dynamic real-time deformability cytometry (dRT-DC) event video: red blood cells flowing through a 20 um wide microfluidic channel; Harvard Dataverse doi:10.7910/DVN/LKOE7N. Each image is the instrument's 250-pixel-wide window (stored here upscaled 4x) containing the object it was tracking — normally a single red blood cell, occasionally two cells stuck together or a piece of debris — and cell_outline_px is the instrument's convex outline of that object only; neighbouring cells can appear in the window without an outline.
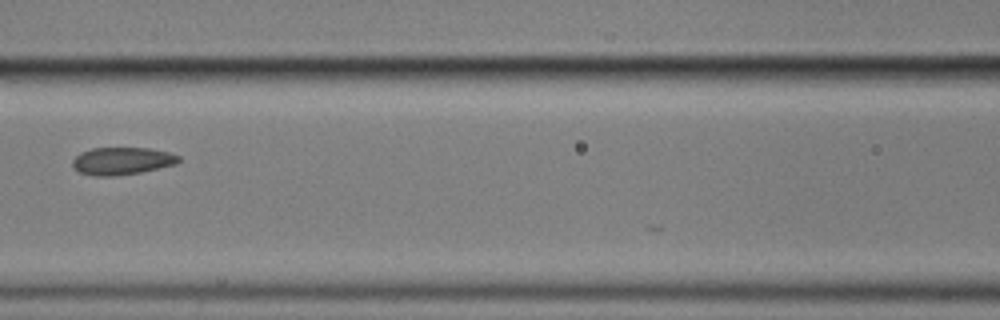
{"species": "common noctule bat (a hibernating species)", "species_latin": "Nyctalus noctula", "temperature_condition": "cold", "stored_images_in_passage": 10, "camera_frame_rate_fps": 3000, "um_per_image_px": 0.085, "animal": {"sex": "male", "body_mass_g": 17.9}, "frame": {"image": 1, "passage_image": 6, "time_ms": 7.667, "image_size_px": [1000, 320], "cell_outline_px": [[180, 160], [176, 164], [140, 172], [112, 176], [96, 176], [80, 172], [72, 168], [72, 160], [80, 152], [92, 148], [148, 148], [168, 152], [180, 156]], "centroid_in_image_um": [10.34, 13.68], "position_along_channel_um": 156.3, "area_um2": 16.94}}
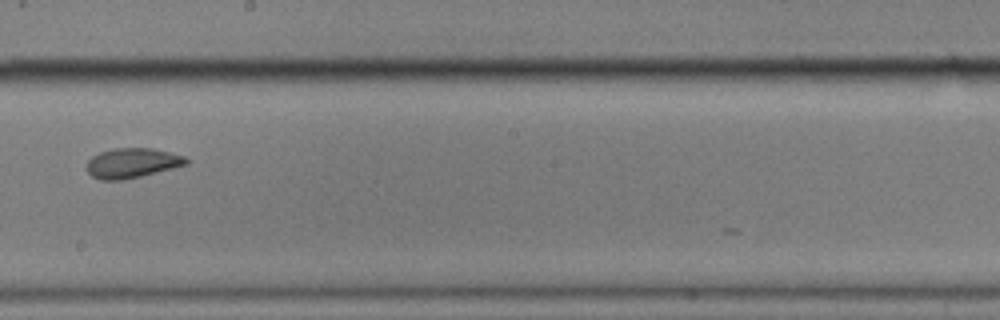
{"frame": {"image": 2, "passage_image": 8, "time_ms": 10.0, "image_size_px": [1000, 320], "cell_outline_px": [[188, 164], [140, 176], [120, 180], [100, 180], [92, 176], [88, 172], [88, 160], [92, 156], [100, 152], [116, 148], [152, 148], [184, 156], [188, 160]], "centroid_in_image_um": [11.22, 13.85], "position_along_channel_um": 237.0, "area_um2": 16.99}}
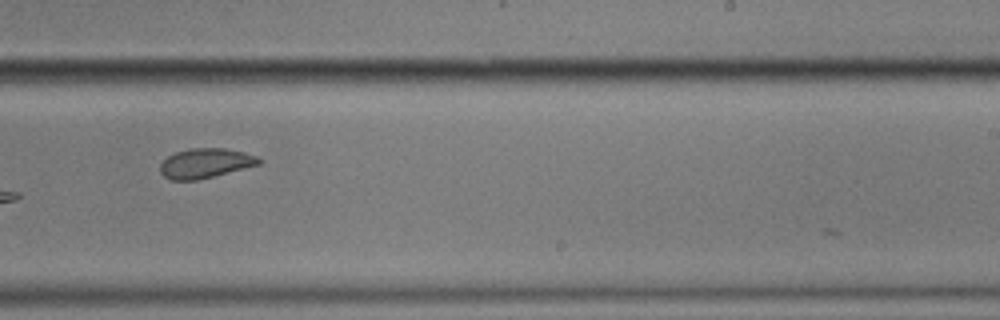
{"frame": {"image": 3, "passage_image": 9, "time_ms": 11.0, "image_size_px": [1000, 320], "cell_outline_px": [[264, 160], [260, 164], [196, 180], [172, 180], [164, 176], [160, 172], [160, 164], [168, 156], [176, 152], [188, 148], [224, 148], [244, 152], [256, 156]], "centroid_in_image_um": [17.45, 13.86], "position_along_channel_um": 271.5, "area_um2": 16.94}}